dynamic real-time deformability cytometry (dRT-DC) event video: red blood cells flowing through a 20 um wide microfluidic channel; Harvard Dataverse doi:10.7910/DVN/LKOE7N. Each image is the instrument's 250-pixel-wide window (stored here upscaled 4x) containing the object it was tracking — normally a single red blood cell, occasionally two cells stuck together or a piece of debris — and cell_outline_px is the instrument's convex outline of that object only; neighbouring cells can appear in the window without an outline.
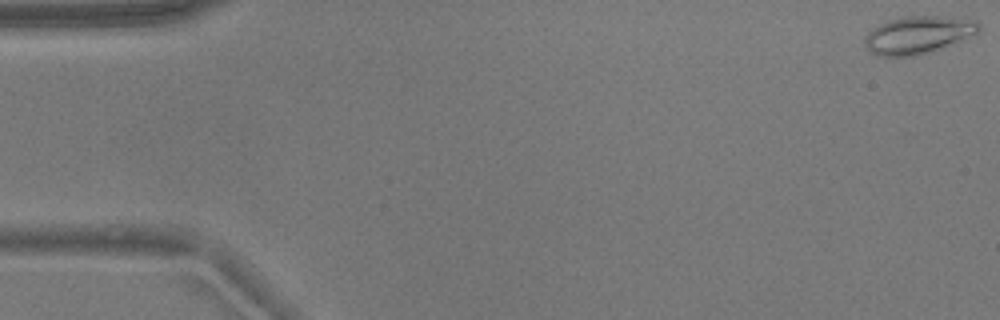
{"species": "common noctule bat (a hibernating species)", "species_latin": "Nyctalus noctula", "temperature_condition": "warm", "stored_images_in_passage": 8, "camera_frame_rate_fps": 3000, "um_per_image_px": 0.085, "animal": {"sex": "male", "body_mass_g": 17.9}, "frame": {"image": 1, "passage_image": 1, "time_ms": 0.0, "image_size_px": [1000, 320], "cell_outline_px": [[980, 32], [932, 52], [916, 56], [876, 56], [864, 44], [864, 36], [872, 28], [888, 20], [904, 16], [936, 16], [976, 20], [980, 24]], "centroid_in_image_um": [78.02, 2.97], "position_along_channel_um": 7.0, "area_um2": 25.09}}